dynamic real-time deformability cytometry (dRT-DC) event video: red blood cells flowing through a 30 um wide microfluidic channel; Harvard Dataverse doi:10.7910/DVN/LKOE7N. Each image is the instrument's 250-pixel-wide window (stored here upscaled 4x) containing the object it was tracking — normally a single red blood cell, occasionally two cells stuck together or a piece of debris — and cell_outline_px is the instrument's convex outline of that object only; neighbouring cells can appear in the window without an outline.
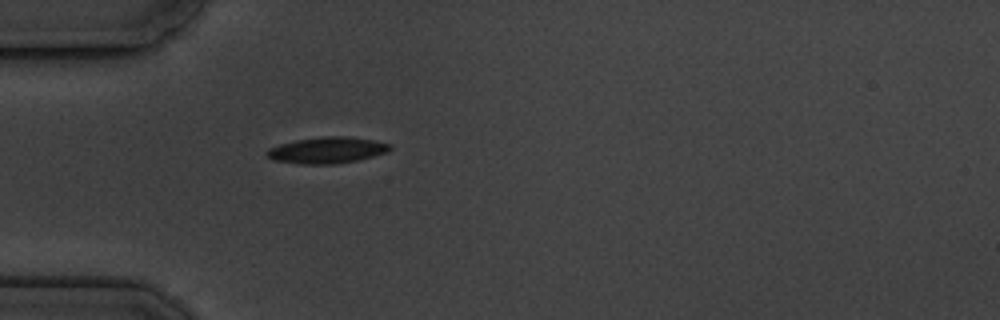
{"species": "common noctule bat (a hibernating species)", "species_latin": "Nyctalus noctula", "temperature_condition": "cold", "stored_images_in_passage": 1, "camera_frame_rate_fps": 3000, "um_per_image_px": 0.085, "animal": {"sex": "male", "body_mass_g": 19.5, "forearm_length_mm": 54.6}, "frame": {"image": 1, "passage_image": 1, "time_ms": 0.0, "image_size_px": [1000, 320], "cell_outline_px": [[392, 148], [388, 152], [356, 160], [336, 164], [300, 164], [272, 160], [264, 152], [268, 148], [280, 144], [296, 140], [324, 136], [344, 136], [372, 140], [392, 144]], "centroid_in_image_um": [27.78, 12.77], "position_along_channel_um": 57.2, "area_um2": 18.84}}